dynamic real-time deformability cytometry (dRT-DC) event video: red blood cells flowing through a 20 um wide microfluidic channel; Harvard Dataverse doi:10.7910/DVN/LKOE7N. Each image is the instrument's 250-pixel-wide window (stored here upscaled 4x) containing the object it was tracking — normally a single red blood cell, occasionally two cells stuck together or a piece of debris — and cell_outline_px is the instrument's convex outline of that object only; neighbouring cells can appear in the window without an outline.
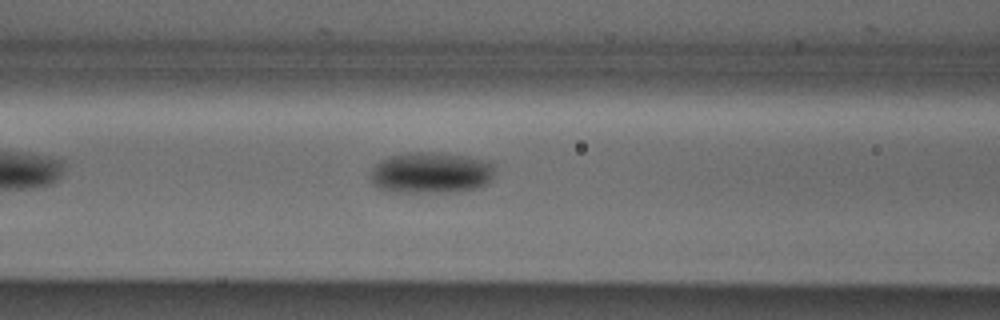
{"species": "Egyptian fruit bat (a non-hibernating species)", "species_latin": "Rousettus aegyptiacus", "temperature_condition": "cold", "stored_images_in_passage": 6, "camera_frame_rate_fps": 3000, "um_per_image_px": 0.085, "animal": {"sex": "male"}, "frame": {"image": 1, "passage_image": 6, "time_ms": 1.667, "image_size_px": [1000, 320], "cell_outline_px": [[496, 172], [492, 180], [488, 184], [480, 188], [456, 192], [392, 192], [376, 188], [372, 184], [372, 168], [380, 160], [388, 156], [408, 152], [440, 152], [484, 160], [496, 164]], "centroid_in_image_um": [36.68, 14.69], "position_along_channel_um": 129.9, "area_um2": 30.52}}